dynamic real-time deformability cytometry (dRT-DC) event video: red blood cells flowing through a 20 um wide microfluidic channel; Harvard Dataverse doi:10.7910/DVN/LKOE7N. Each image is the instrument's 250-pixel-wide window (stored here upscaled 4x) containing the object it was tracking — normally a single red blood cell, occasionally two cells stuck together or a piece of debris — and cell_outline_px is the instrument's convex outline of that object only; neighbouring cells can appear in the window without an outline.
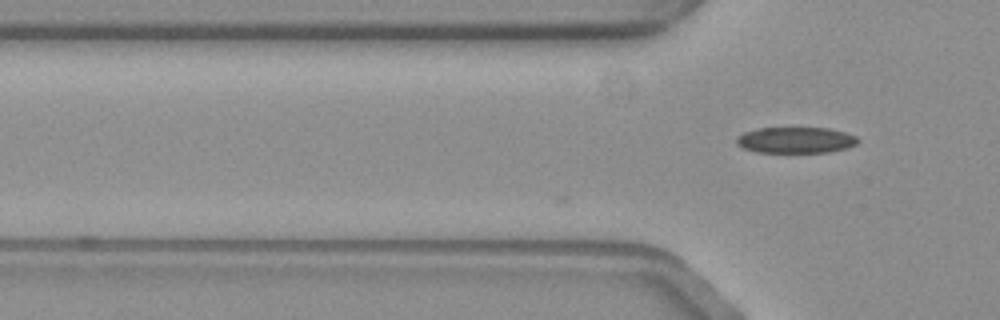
{"species": "common noctule bat (a hibernating species)", "species_latin": "Nyctalus noctula", "temperature_condition": "warm", "stored_images_in_passage": 5, "camera_frame_rate_fps": 3000, "um_per_image_px": 0.085, "animal": {"sex": "female", "body_mass_g": 19.3, "forearm_length_mm": 54.1}, "frame": {"image": 1, "passage_image": 5, "time_ms": 1.333, "image_size_px": [1000, 320], "cell_outline_px": [[860, 140], [856, 144], [844, 148], [828, 152], [756, 152], [744, 148], [736, 144], [736, 136], [744, 132], [760, 128], [828, 128], [844, 132], [856, 136]], "centroid_in_image_um": [67.61, 11.9], "position_along_channel_um": 58.2, "area_um2": 18.32}}